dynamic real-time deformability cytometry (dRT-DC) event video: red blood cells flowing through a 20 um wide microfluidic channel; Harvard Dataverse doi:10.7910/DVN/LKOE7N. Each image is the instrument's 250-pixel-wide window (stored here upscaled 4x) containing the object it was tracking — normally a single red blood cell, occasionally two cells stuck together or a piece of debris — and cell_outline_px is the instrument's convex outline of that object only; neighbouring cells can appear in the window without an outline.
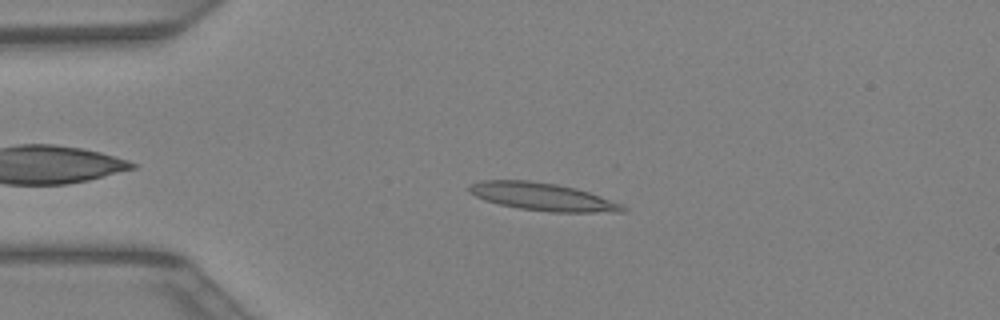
{"species": "Egyptian fruit bat (a non-hibernating species)", "species_latin": "Rousettus aegyptiacus", "temperature_condition": "warm", "stored_images_in_passage": 34, "camera_frame_rate_fps": 3000, "um_per_image_px": 0.085, "animal": {"sex": "female"}, "frame": {"image": 1, "passage_image": 2, "time_ms": 0.333, "image_size_px": [1000, 320], "cell_outline_px": [[628, 208], [624, 212], [552, 212], [520, 208], [500, 204], [484, 200], [476, 196], [468, 188], [468, 184], [484, 180], [528, 180], [556, 184], [576, 188], [588, 192], [620, 204]], "centroid_in_image_um": [46.1, 16.72], "position_along_channel_um": 38.9, "area_um2": 24.45}}
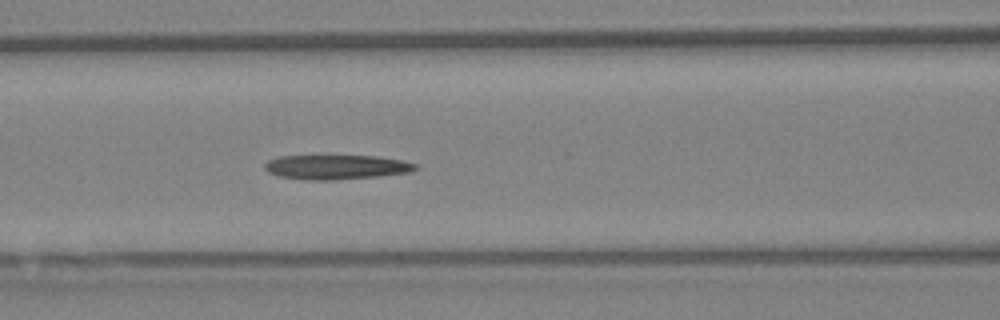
{"frame": {"image": 2, "passage_image": 10, "time_ms": 3.0, "image_size_px": [1000, 320], "cell_outline_px": [[420, 168], [408, 172], [380, 176], [332, 180], [308, 180], [280, 176], [268, 172], [264, 168], [264, 164], [268, 160], [280, 156], [376, 156], [400, 160], [416, 164]], "centroid_in_image_um": [28.58, 14.2], "position_along_channel_um": 138.0, "area_um2": 21.39}}
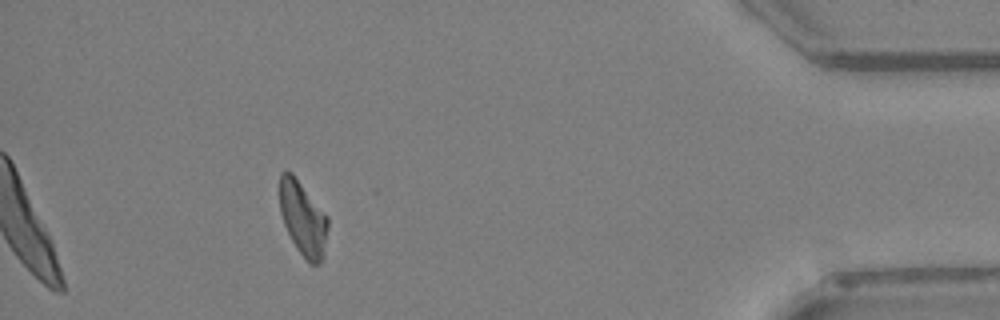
{"frame": {"image": 3, "passage_image": 30, "time_ms": 9.667, "image_size_px": [1000, 320], "cell_outline_px": [[328, 228], [324, 256], [320, 264], [312, 264], [296, 248], [284, 224], [280, 212], [280, 172], [292, 172], [328, 216]], "centroid_in_image_um": [25.77, 18.57], "position_along_channel_um": 409.4, "area_um2": 20.75}}